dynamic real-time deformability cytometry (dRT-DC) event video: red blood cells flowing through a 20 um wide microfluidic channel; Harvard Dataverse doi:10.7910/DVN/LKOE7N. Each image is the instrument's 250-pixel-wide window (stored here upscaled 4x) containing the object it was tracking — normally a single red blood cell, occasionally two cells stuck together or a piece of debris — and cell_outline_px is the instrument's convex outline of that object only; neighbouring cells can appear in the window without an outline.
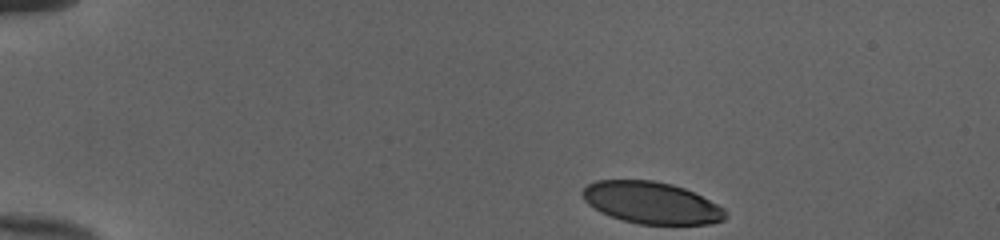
{"species": "human", "species_latin": "Homo sapiens", "temperature_condition": "cold", "stored_images_in_passage": 44, "camera_frame_rate_fps": 3000, "um_per_image_px": 0.085, "donor": {"sex": "female"}, "frame": {"image": 1, "passage_image": 1, "time_ms": 0.0, "image_size_px": [1000, 240], "cell_outline_px": [[728, 216], [724, 220], [708, 224], [640, 224], [624, 220], [600, 212], [588, 204], [584, 200], [580, 192], [588, 184], [596, 180], [652, 180], [672, 184], [684, 188], [724, 208], [728, 212]], "centroid_in_image_um": [55.36, 17.23], "position_along_channel_um": 29.6, "area_um2": 34.74}}
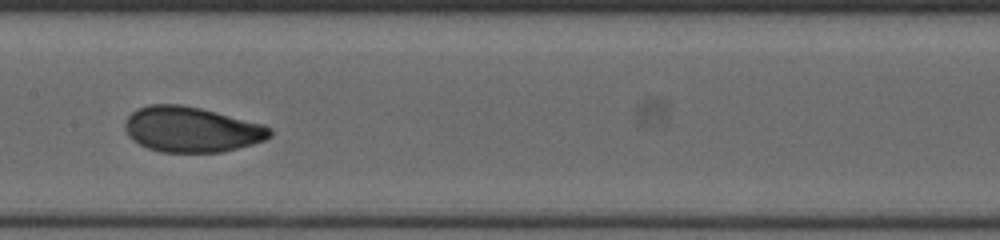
{"frame": {"image": 2, "passage_image": 20, "time_ms": 6.333, "image_size_px": [1000, 240], "cell_outline_px": [[272, 136], [264, 140], [252, 144], [220, 152], [160, 152], [148, 148], [132, 140], [128, 136], [124, 128], [124, 124], [128, 116], [136, 108], [148, 104], [180, 104], [200, 108], [264, 124], [272, 128]], "centroid_in_image_um": [16.26, 10.99], "position_along_channel_um": 191.1, "area_um2": 38.44}}
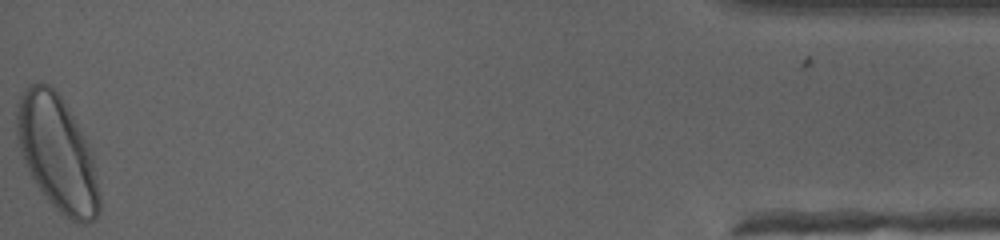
{"frame": {"image": 3, "passage_image": 44, "time_ms": 14.333, "image_size_px": [1000, 240], "cell_outline_px": [[100, 212], [96, 220], [84, 224], [76, 224], [68, 220], [44, 196], [32, 176], [20, 152], [16, 136], [16, 104], [24, 88], [32, 84], [48, 84], [60, 96], [84, 136], [92, 152], [100, 196]], "centroid_in_image_um": [4.87, 13.08], "position_along_channel_um": 430.3, "area_um2": 55.31}, "authors_computed_cell_mechanics": {"area_um2": 37.859, "velocity_mm_per_s": 3.9971, "shape_relaxation_time_tau1_ms": 3.029, "shape_relaxation_time_tau2_ms": 0.9959, "deformation_change_tau1": 0.1394, "deformation_change_tau2": 0.0588}}